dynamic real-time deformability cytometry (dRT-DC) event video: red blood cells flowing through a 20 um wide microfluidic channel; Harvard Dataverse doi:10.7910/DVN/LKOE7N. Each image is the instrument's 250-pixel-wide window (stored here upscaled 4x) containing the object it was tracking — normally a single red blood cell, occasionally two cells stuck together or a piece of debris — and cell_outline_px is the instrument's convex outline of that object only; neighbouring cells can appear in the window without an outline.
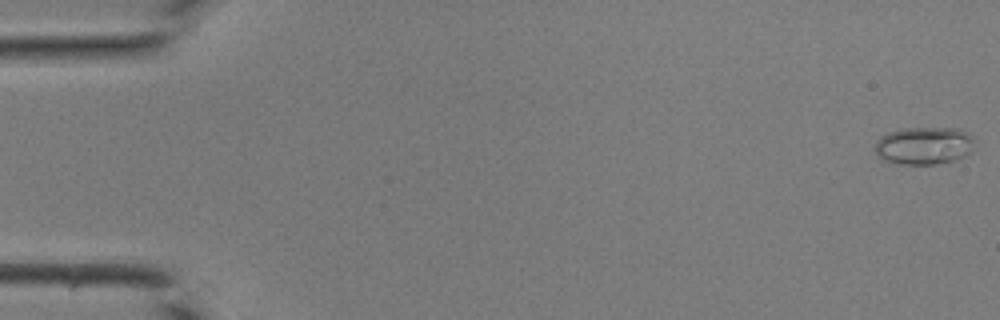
{"species": "common noctule bat (a hibernating species)", "species_latin": "Nyctalus noctula", "temperature_condition": "room temperature", "stored_images_in_passage": 43, "camera_frame_rate_fps": 3000, "um_per_image_px": 0.085, "animal": {"sex": "male", "body_mass_g": 19.0, "forearm_length_mm": 50.8}, "frame": {"image": 1, "passage_image": 1, "time_ms": 0.0, "image_size_px": [1000, 320], "cell_outline_px": [[972, 152], [956, 160], [932, 164], [896, 164], [884, 160], [876, 152], [876, 144], [880, 136], [888, 132], [908, 128], [960, 128], [968, 132], [972, 136]], "centroid_in_image_um": [78.56, 12.37], "position_along_channel_um": 6.4, "area_um2": 21.79}}
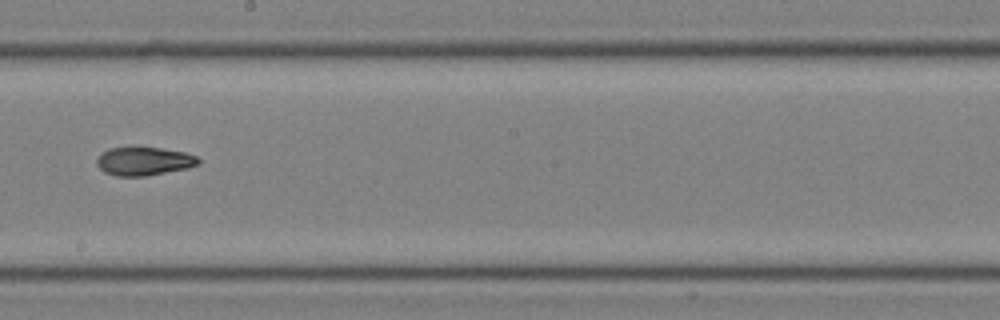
{"frame": {"image": 2, "passage_image": 25, "time_ms": 8.0, "image_size_px": [1000, 320], "cell_outline_px": [[200, 164], [188, 168], [144, 176], [116, 176], [104, 172], [96, 164], [96, 160], [100, 152], [108, 148], [160, 148], [184, 152], [196, 156], [200, 160]], "centroid_in_image_um": [12.21, 13.71], "position_along_channel_um": 236.0, "area_um2": 16.76}}
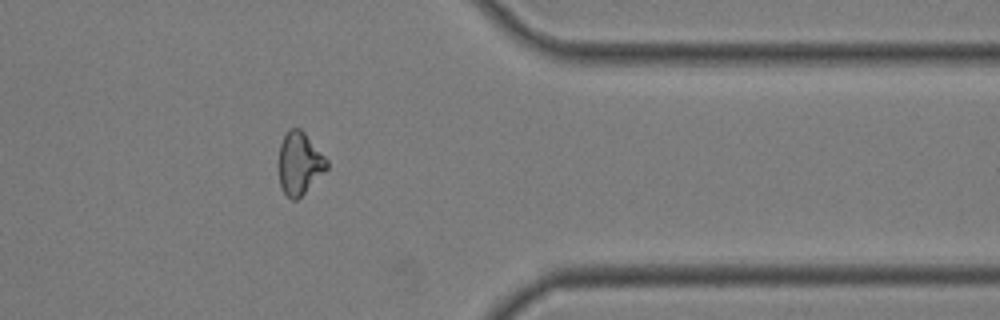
{"frame": {"image": 3, "passage_image": 35, "time_ms": 11.333, "image_size_px": [1000, 320], "cell_outline_px": [[328, 168], [296, 200], [292, 200], [280, 188], [280, 144], [288, 128], [300, 128], [304, 132], [328, 160]], "centroid_in_image_um": [25.46, 13.86], "position_along_channel_um": 385.9, "area_um2": 17.11}}